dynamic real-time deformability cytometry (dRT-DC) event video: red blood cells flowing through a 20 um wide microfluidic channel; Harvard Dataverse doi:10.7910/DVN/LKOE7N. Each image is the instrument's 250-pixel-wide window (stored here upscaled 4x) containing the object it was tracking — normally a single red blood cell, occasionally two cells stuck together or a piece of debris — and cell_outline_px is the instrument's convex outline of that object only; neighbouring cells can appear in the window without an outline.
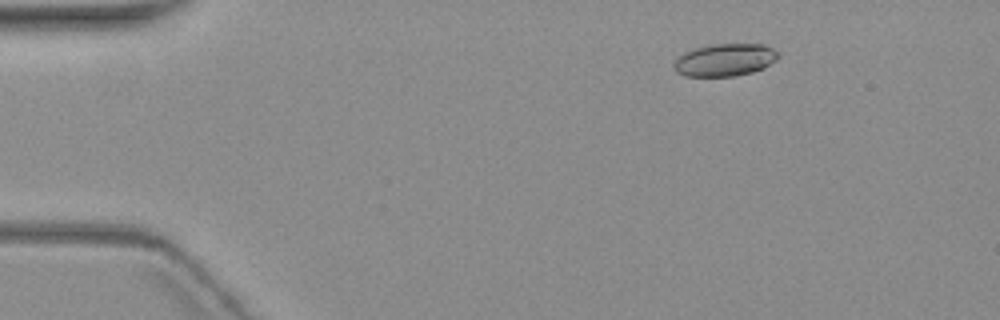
{"species": "common noctule bat (a hibernating species)", "species_latin": "Nyctalus noctula", "temperature_condition": "warm", "stored_images_in_passage": 11, "camera_frame_rate_fps": 3000, "um_per_image_px": 0.085, "animal": {"sex": "female", "body_mass_g": 19.3, "forearm_length_mm": 54.1}, "frame": {"image": 1, "passage_image": 3, "time_ms": 3.0, "image_size_px": [1000, 320], "cell_outline_px": [[780, 56], [776, 60], [764, 68], [752, 72], [732, 76], [684, 76], [676, 72], [672, 68], [672, 64], [684, 52], [692, 48], [712, 44], [764, 44], [780, 52]], "centroid_in_image_um": [61.61, 5.09], "position_along_channel_um": 23.4, "area_um2": 20.0}}
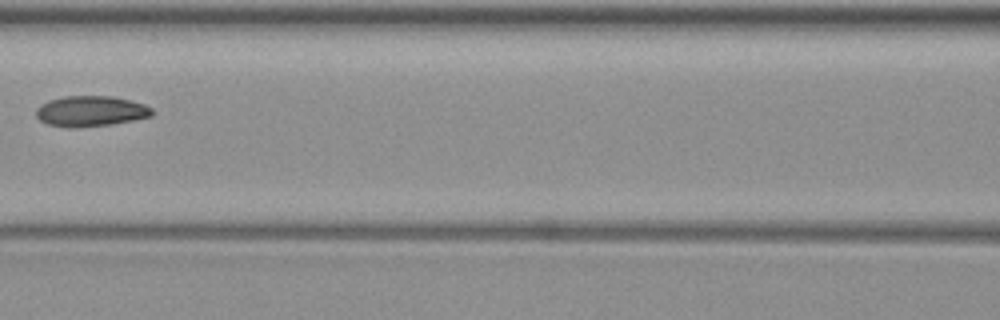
{"frame": {"image": 2, "passage_image": 8, "time_ms": 9.333, "image_size_px": [1000, 320], "cell_outline_px": [[156, 112], [152, 116], [112, 124], [72, 128], [68, 128], [48, 124], [40, 120], [36, 116], [36, 108], [40, 104], [48, 100], [64, 96], [112, 96], [132, 100], [144, 104], [152, 108]], "centroid_in_image_um": [7.72, 9.44], "position_along_channel_um": 158.9, "area_um2": 20.87}}
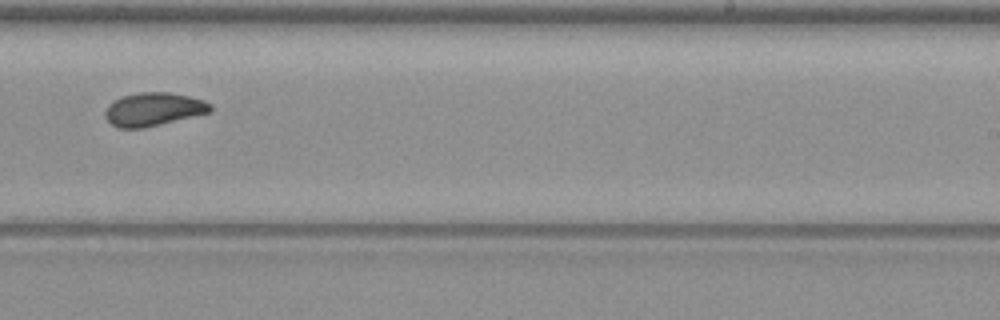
{"frame": {"image": 3, "passage_image": 11, "time_ms": 12.667, "image_size_px": [1000, 320], "cell_outline_px": [[212, 112], [144, 128], [120, 128], [112, 124], [104, 116], [104, 112], [108, 104], [120, 96], [140, 92], [168, 92], [188, 96], [204, 100], [212, 104]], "centroid_in_image_um": [13.05, 9.28], "position_along_channel_um": 276.0, "area_um2": 20.58}}